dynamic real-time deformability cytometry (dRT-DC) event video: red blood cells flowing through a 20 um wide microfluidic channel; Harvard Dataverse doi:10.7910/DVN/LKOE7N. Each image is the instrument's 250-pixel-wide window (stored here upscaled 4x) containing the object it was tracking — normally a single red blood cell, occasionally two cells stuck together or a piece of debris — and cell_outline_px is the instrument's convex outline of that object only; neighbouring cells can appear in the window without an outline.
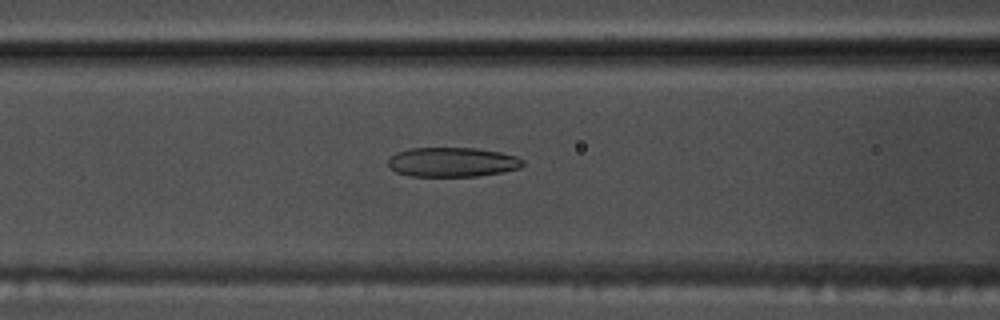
{"species": "common noctule bat (a hibernating species)", "species_latin": "Nyctalus noctula", "temperature_condition": "warm", "stored_images_in_passage": 55, "camera_frame_rate_fps": 3000, "um_per_image_px": 0.085, "animal": {"sex": "male", "body_mass_g": 17.5, "forearm_length_mm": 52.3}, "frame": {"image": 1, "passage_image": 23, "time_ms": 7.333, "image_size_px": [1000, 320], "cell_outline_px": [[524, 164], [520, 168], [504, 172], [476, 176], [408, 176], [396, 172], [388, 164], [388, 160], [396, 152], [408, 148], [476, 148], [500, 152], [516, 156], [524, 160]], "centroid_in_image_um": [38.46, 13.78], "position_along_channel_um": 128.1, "area_um2": 23.24}}
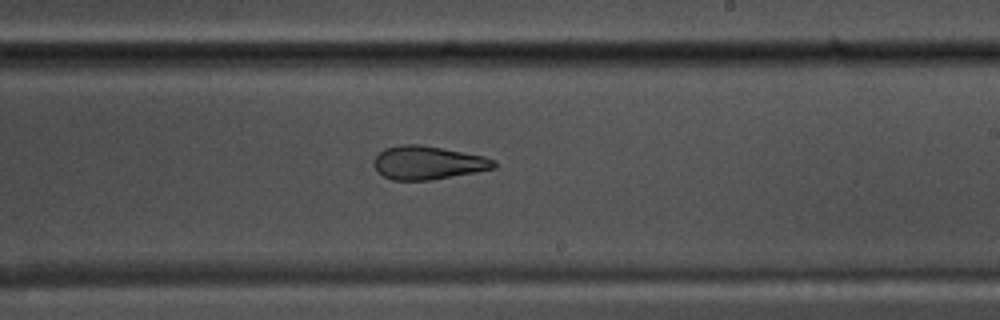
{"frame": {"image": 2, "passage_image": 33, "time_ms": 10.667, "image_size_px": [1000, 320], "cell_outline_px": [[496, 168], [476, 172], [428, 180], [392, 180], [384, 176], [372, 164], [372, 160], [384, 148], [400, 144], [420, 144], [484, 156], [496, 160]], "centroid_in_image_um": [36.36, 13.82], "position_along_channel_um": 252.6, "area_um2": 23.35}}
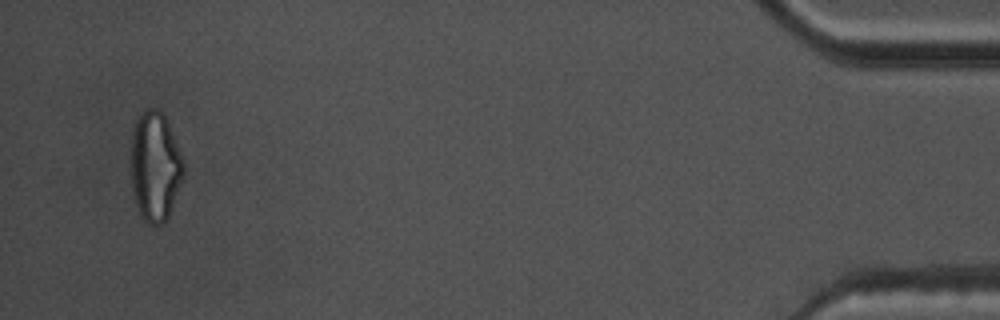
{"frame": {"image": 3, "passage_image": 53, "time_ms": 17.333, "image_size_px": [1000, 320], "cell_outline_px": [[184, 176], [168, 216], [160, 224], [148, 224], [140, 216], [132, 192], [132, 132], [136, 116], [144, 108], [156, 108], [164, 112], [184, 160]], "centroid_in_image_um": [13.19, 14.09], "position_along_channel_um": 422.0, "area_um2": 33.87}, "authors_computed_cell_mechanics": {"area_um2": 25.4898, "velocity_mm_per_s": 3.7389, "shape_relaxation_time_tau1_ms": 10.0175, "shape_relaxation_time_tau2_ms": 3.036, "deformation_change_tau1": 0.249, "deformation_change_tau2": 0.1254}}